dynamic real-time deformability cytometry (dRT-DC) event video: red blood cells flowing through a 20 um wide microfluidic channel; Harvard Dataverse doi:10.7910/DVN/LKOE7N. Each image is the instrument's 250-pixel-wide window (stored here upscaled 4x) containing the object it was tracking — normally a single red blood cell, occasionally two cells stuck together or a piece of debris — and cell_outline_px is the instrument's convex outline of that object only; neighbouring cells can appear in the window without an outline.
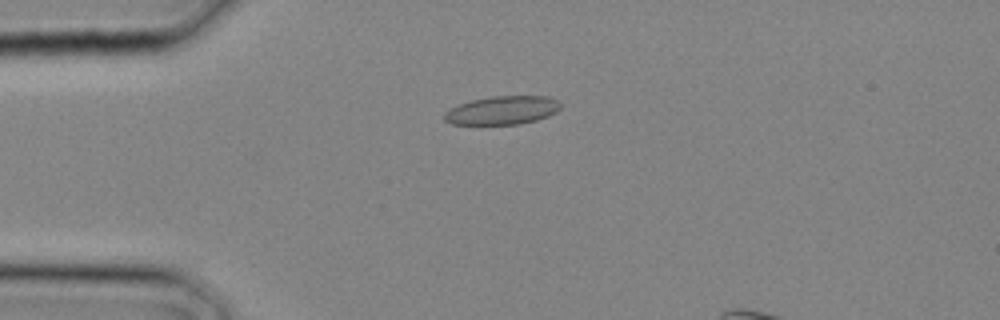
{"species": "common noctule bat (a hibernating species)", "species_latin": "Nyctalus noctula", "temperature_condition": "cold", "stored_images_in_passage": 13, "camera_frame_rate_fps": 3000, "um_per_image_px": 0.085, "animal": {"sex": "male", "body_mass_g": 20.4}, "frame": {"image": 1, "passage_image": 6, "time_ms": 1.667, "image_size_px": [1000, 320], "cell_outline_px": [[560, 108], [556, 112], [548, 116], [536, 120], [520, 124], [452, 124], [444, 120], [444, 112], [448, 108], [472, 100], [492, 96], [548, 96], [556, 100], [560, 104]], "centroid_in_image_um": [42.68, 9.37], "position_along_channel_um": 42.3, "area_um2": 19.25}}
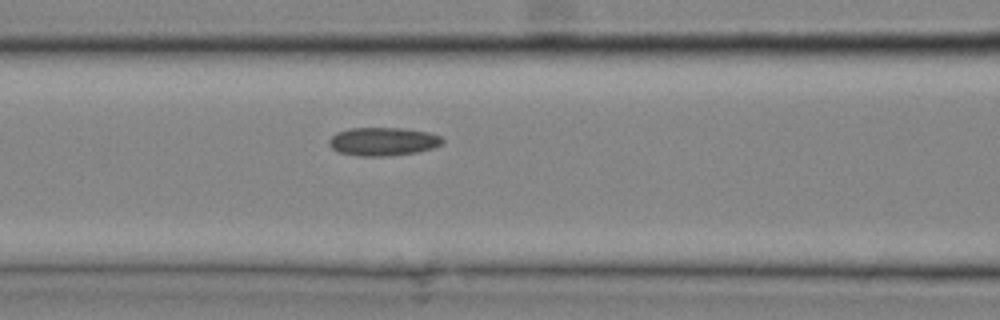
{"frame": {"image": 2, "passage_image": 11, "time_ms": 3.333, "image_size_px": [1000, 320], "cell_outline_px": [[444, 144], [432, 148], [416, 152], [388, 156], [360, 156], [340, 152], [332, 148], [328, 144], [328, 140], [336, 132], [348, 128], [400, 128], [428, 132], [440, 136], [444, 140]], "centroid_in_image_um": [32.55, 12.02], "position_along_channel_um": 134.0, "area_um2": 18.73}}
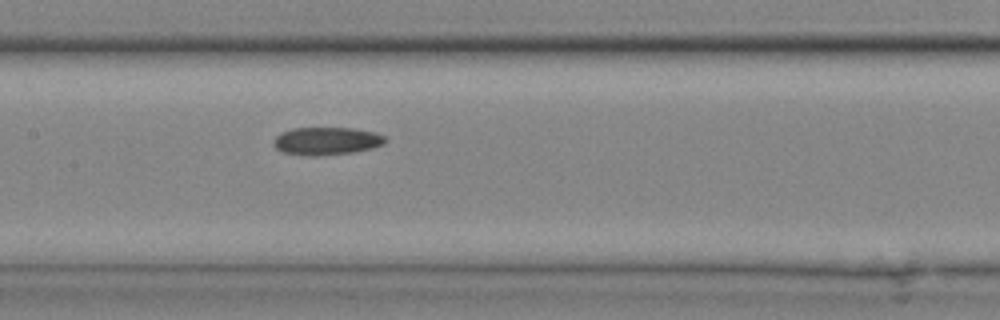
{"frame": {"image": 3, "passage_image": 13, "time_ms": 4.0, "image_size_px": [1000, 320], "cell_outline_px": [[388, 140], [384, 144], [372, 148], [352, 152], [320, 156], [300, 156], [280, 152], [272, 144], [272, 140], [280, 132], [292, 128], [352, 128], [372, 132], [384, 136]], "centroid_in_image_um": [27.68, 12.0], "position_along_channel_um": 179.7, "area_um2": 18.38}}